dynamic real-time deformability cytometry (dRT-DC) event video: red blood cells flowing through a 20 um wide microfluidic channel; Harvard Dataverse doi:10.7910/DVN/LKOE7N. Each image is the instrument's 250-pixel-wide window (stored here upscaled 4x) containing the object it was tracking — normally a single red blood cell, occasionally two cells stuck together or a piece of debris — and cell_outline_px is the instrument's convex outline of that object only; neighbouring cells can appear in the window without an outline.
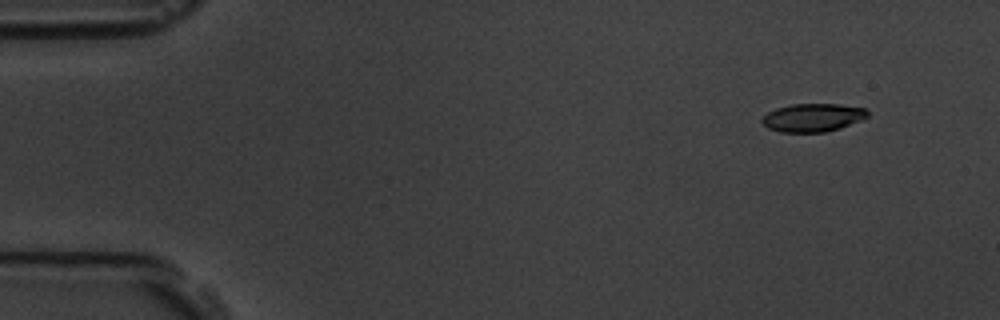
{"species": "common noctule bat (a hibernating species)", "species_latin": "Nyctalus noctula", "temperature_condition": "room temperature", "stored_images_in_passage": 52, "camera_frame_rate_fps": 3000, "um_per_image_px": 0.085, "animal": {"sex": "male", "body_mass_g": 19.5, "forearm_length_mm": 54.6}, "frame": {"image": 1, "passage_image": 1, "time_ms": 0.0, "image_size_px": [1000, 320], "cell_outline_px": [[868, 116], [860, 120], [840, 128], [824, 132], [780, 132], [768, 128], [760, 120], [768, 112], [776, 108], [792, 104], [840, 104], [864, 108], [868, 112]], "centroid_in_image_um": [69.07, 9.99], "position_along_channel_um": 15.9, "area_um2": 17.22}}
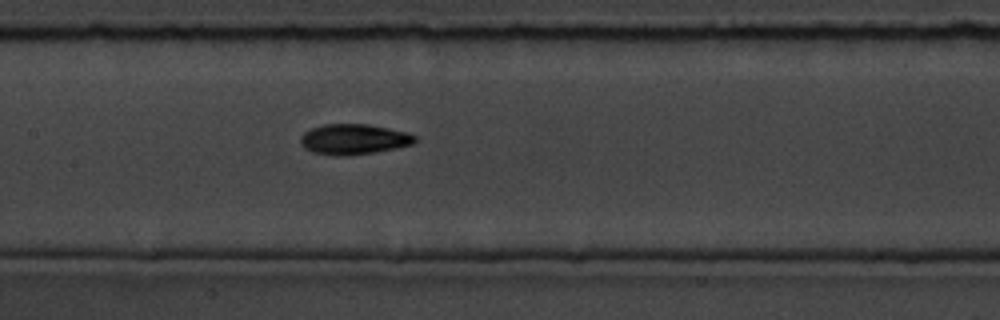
{"frame": {"image": 2, "passage_image": 23, "time_ms": 7.333, "image_size_px": [1000, 320], "cell_outline_px": [[416, 140], [412, 144], [396, 148], [376, 152], [348, 156], [336, 156], [312, 152], [304, 148], [300, 144], [300, 136], [304, 132], [312, 128], [324, 124], [368, 124], [408, 132], [416, 136]], "centroid_in_image_um": [30.05, 11.84], "position_along_channel_um": 177.3, "area_um2": 20.46}}
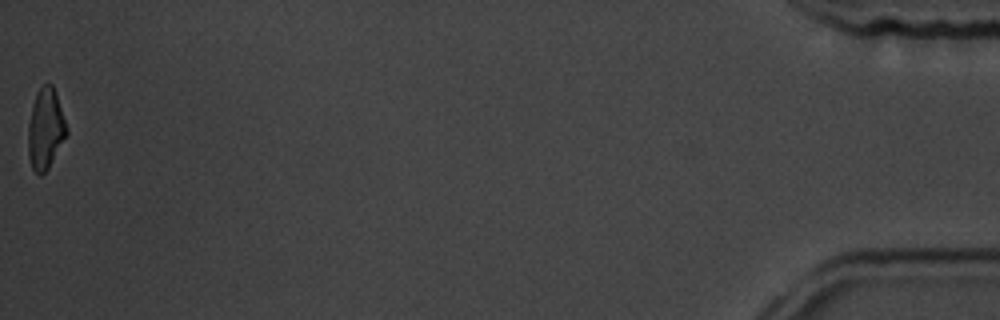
{"frame": {"image": 3, "passage_image": 52, "time_ms": 17.0, "image_size_px": [1000, 320], "cell_outline_px": [[68, 132], [48, 168], [40, 176], [32, 168], [28, 156], [28, 124], [32, 104], [36, 92], [44, 84], [52, 84], [56, 92], [68, 128]], "centroid_in_image_um": [3.86, 10.93], "position_along_channel_um": 431.3, "area_um2": 18.09}, "authors_computed_cell_mechanics": {"area_um2": 18.785, "velocity_mm_per_s": 3.6638, "shape_relaxation_time_tau1_ms": 3.4758, "shape_relaxation_time_tau2_ms": 3.3923, "deformation_change_tau1": 0.1528, "deformation_change_tau2": 0.0997}}